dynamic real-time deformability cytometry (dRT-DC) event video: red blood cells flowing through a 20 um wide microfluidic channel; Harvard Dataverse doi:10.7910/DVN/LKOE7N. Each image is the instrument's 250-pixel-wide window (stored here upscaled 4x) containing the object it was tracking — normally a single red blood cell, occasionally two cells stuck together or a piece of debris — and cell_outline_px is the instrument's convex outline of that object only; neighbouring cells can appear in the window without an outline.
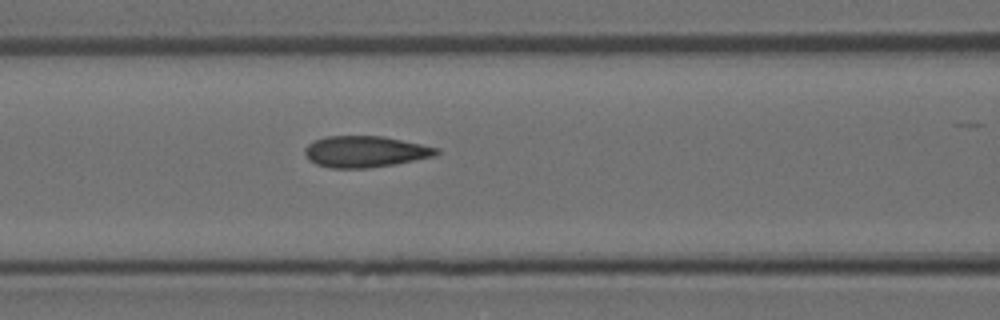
{"species": "Egyptian fruit bat (a non-hibernating species)", "species_latin": "Rousettus aegyptiacus", "temperature_condition": "room temperature", "stored_images_in_passage": 5, "camera_frame_rate_fps": 3000, "um_per_image_px": 0.085, "animal": {"sex": "female"}, "frame": {"image": 1, "passage_image": 5, "time_ms": 1.333, "image_size_px": [1000, 320], "cell_outline_px": [[440, 152], [436, 156], [392, 164], [368, 168], [332, 168], [316, 164], [308, 160], [304, 152], [304, 148], [308, 144], [324, 136], [384, 136], [440, 148]], "centroid_in_image_um": [31.04, 12.88], "position_along_channel_um": 135.6, "area_um2": 24.04}}